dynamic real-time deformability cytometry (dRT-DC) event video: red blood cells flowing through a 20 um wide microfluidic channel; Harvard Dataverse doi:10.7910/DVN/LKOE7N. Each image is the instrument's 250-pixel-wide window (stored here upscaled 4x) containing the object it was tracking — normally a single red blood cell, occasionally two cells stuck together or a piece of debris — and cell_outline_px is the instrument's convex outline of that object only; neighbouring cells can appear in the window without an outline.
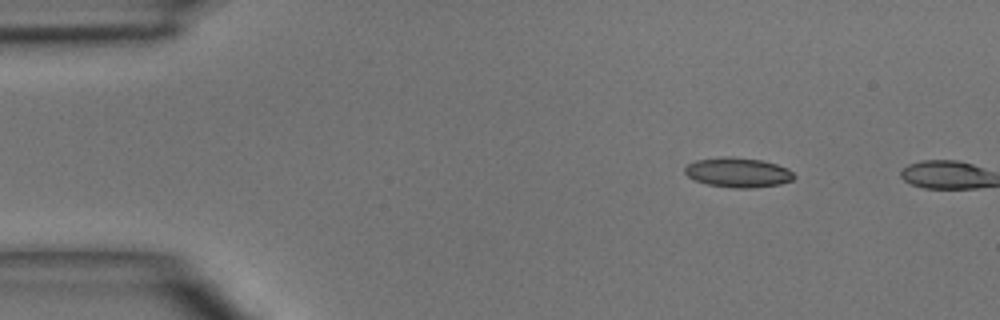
{"species": "common noctule bat (a hibernating species)", "species_latin": "Nyctalus noctula", "temperature_condition": "room temperature", "stored_images_in_passage": 2, "camera_frame_rate_fps": 3000, "um_per_image_px": 0.085, "animal": {"sex": "male", "body_mass_g": 15.6}, "frame": {"image": 1, "passage_image": 1, "time_ms": 0.0, "image_size_px": [1000, 320], "cell_outline_px": [[796, 176], [792, 180], [780, 184], [752, 188], [732, 188], [708, 184], [692, 180], [684, 172], [684, 168], [688, 164], [696, 160], [724, 156], [732, 156], [760, 160], [776, 164], [788, 168]], "centroid_in_image_um": [62.71, 14.66], "position_along_channel_um": 22.3, "area_um2": 19.02}}